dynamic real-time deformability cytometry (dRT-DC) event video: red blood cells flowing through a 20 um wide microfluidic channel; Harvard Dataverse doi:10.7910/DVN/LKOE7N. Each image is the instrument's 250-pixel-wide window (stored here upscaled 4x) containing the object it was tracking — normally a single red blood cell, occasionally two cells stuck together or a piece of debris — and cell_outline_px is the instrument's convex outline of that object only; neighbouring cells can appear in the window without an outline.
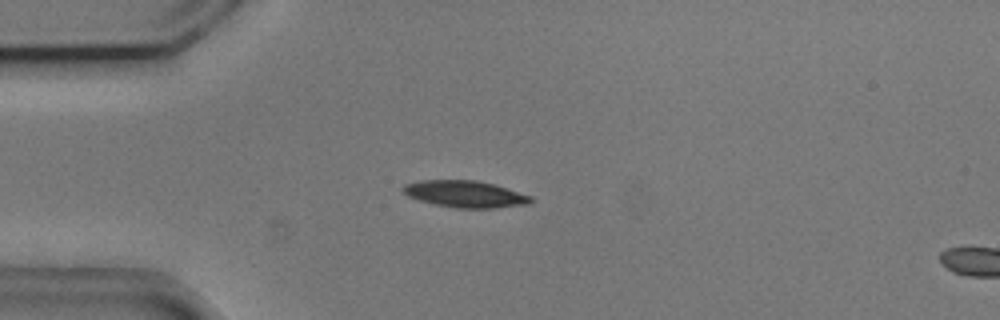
{"species": "common noctule bat (a hibernating species)", "species_latin": "Nyctalus noctula", "temperature_condition": "cold", "stored_images_in_passage": 8, "camera_frame_rate_fps": 3000, "um_per_image_px": 0.085, "animal": {"sex": "male", "body_mass_g": 20.5, "forearm_length_mm": 52.5}, "frame": {"image": 1, "passage_image": 5, "time_ms": 1.333, "image_size_px": [1000, 320], "cell_outline_px": [[532, 200], [528, 204], [496, 208], [456, 208], [436, 204], [420, 200], [408, 196], [400, 188], [404, 184], [420, 180], [476, 180], [492, 184], [532, 196]], "centroid_in_image_um": [39.51, 16.49], "position_along_channel_um": 45.5, "area_um2": 19.77}}